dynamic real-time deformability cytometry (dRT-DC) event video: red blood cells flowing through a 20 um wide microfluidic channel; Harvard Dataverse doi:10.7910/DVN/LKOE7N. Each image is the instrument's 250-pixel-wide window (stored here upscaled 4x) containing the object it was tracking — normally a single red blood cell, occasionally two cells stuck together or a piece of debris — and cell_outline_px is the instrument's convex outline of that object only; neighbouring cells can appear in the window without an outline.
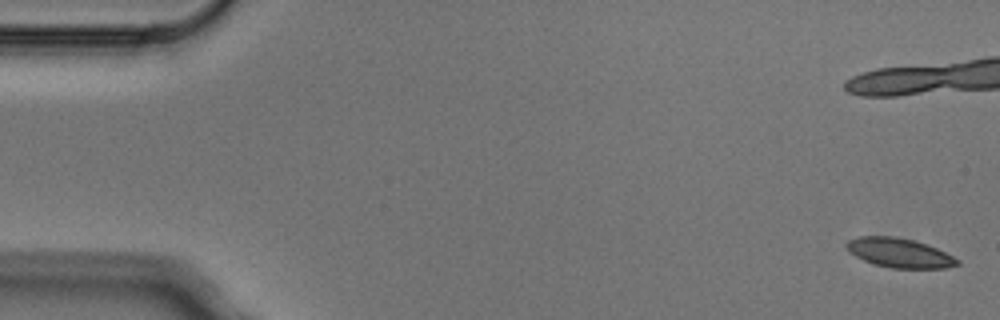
{"species": "Egyptian fruit bat (a non-hibernating species)", "species_latin": "Rousettus aegyptiacus", "temperature_condition": "cold", "stored_images_in_passage": 6, "camera_frame_rate_fps": 3000, "um_per_image_px": 0.085, "animal": {"sex": "male"}, "frame": {"image": 1, "passage_image": 1, "time_ms": 0.0, "image_size_px": [1000, 320], "cell_outline_px": [[960, 264], [944, 268], [892, 268], [876, 264], [864, 260], [848, 252], [844, 244], [848, 240], [856, 236], [896, 236], [912, 240], [936, 248], [960, 260]], "centroid_in_image_um": [76.4, 21.48], "position_along_channel_um": 8.6, "area_um2": 18.84}}